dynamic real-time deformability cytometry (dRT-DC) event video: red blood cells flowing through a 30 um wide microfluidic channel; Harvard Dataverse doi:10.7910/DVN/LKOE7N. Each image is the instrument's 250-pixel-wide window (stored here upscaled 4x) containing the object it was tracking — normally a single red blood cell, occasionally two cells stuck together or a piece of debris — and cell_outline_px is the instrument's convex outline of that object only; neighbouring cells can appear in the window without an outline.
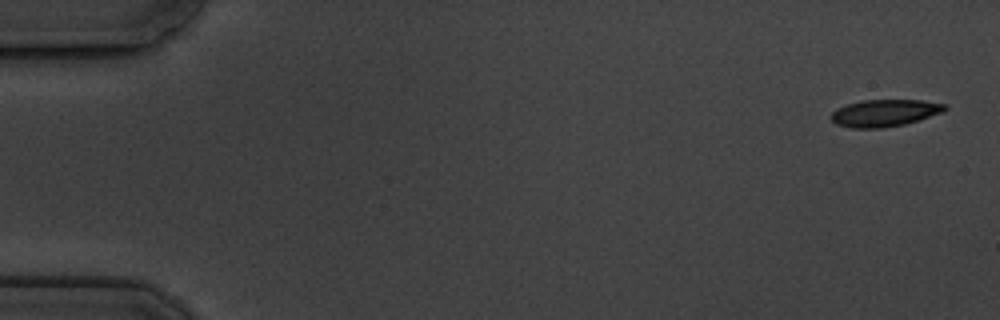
{"species": "common noctule bat (a hibernating species)", "species_latin": "Nyctalus noctula", "temperature_condition": "cold", "stored_images_in_passage": 6, "camera_frame_rate_fps": 3000, "um_per_image_px": 0.085, "animal": {"sex": "male", "body_mass_g": 19.5, "forearm_length_mm": 54.6}, "frame": {"image": 1, "passage_image": 1, "time_ms": 0.0, "image_size_px": [1000, 320], "cell_outline_px": [[948, 108], [944, 112], [920, 120], [904, 124], [880, 128], [852, 128], [836, 124], [832, 120], [832, 112], [836, 108], [860, 100], [920, 100], [948, 104]], "centroid_in_image_um": [75.24, 9.6], "position_along_channel_um": 9.8, "area_um2": 18.03}}
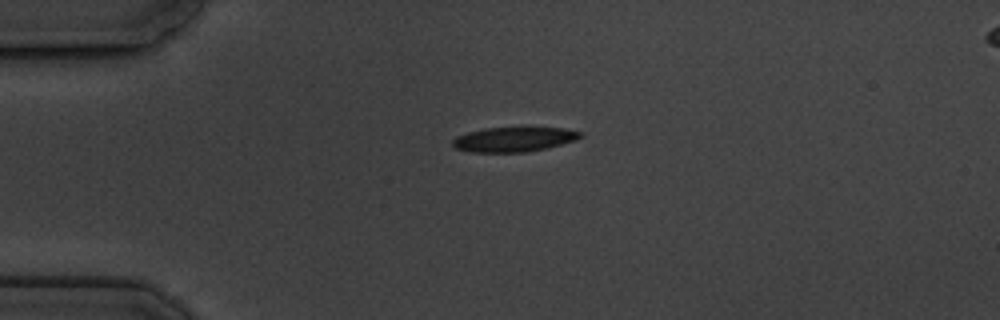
{"frame": {"image": 2, "passage_image": 4, "time_ms": 4.0, "image_size_px": [1000, 320], "cell_outline_px": [[584, 136], [576, 140], [548, 148], [528, 152], [468, 152], [456, 148], [452, 144], [452, 140], [456, 136], [468, 132], [484, 128], [524, 124], [564, 128], [584, 132]], "centroid_in_image_um": [43.76, 11.79], "position_along_channel_um": 41.2, "area_um2": 19.65}}